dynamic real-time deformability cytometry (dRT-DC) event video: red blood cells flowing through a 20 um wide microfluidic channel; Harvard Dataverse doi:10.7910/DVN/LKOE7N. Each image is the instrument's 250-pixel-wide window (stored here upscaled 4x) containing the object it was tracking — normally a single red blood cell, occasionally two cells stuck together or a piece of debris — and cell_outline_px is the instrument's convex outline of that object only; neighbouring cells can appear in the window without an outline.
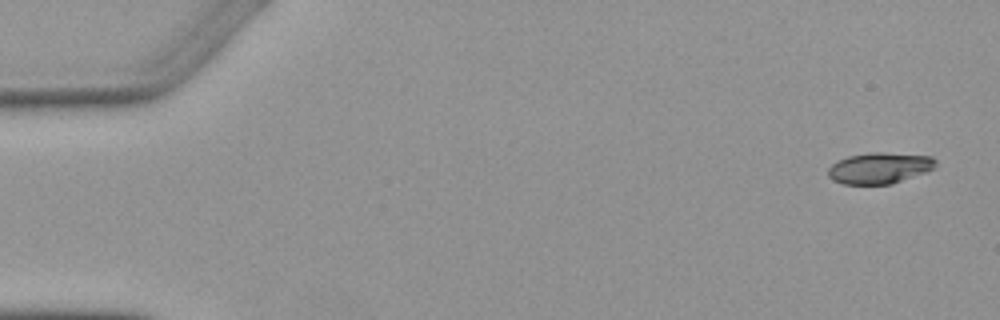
{"species": "Egyptian fruit bat (a non-hibernating species)", "species_latin": "Rousettus aegyptiacus", "temperature_condition": "warm", "stored_images_in_passage": 5, "camera_frame_rate_fps": 3000, "um_per_image_px": 0.085, "animal": {"sex": "female"}, "frame": {"image": 1, "passage_image": 1, "time_ms": 0.0, "image_size_px": [1000, 320], "cell_outline_px": [[936, 164], [932, 168], [924, 172], [892, 184], [844, 184], [832, 180], [828, 176], [828, 168], [832, 164], [848, 156], [868, 152], [884, 152], [932, 156], [936, 160]], "centroid_in_image_um": [74.73, 14.27], "position_along_channel_um": 10.3, "area_um2": 19.42}}
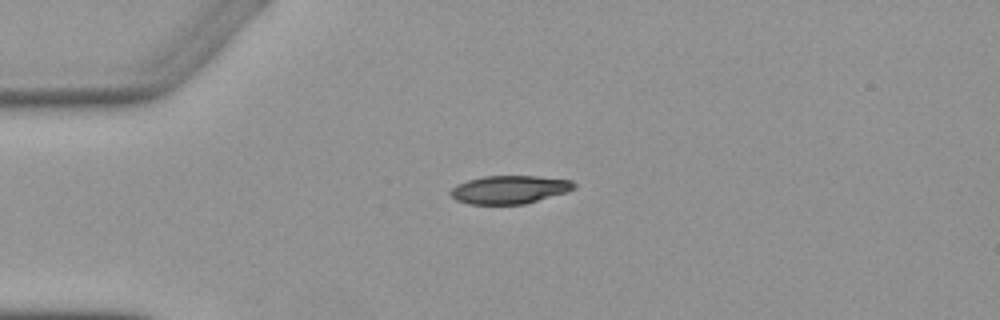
{"frame": {"image": 2, "passage_image": 4, "time_ms": 3.667, "image_size_px": [1000, 320], "cell_outline_px": [[576, 188], [568, 192], [524, 204], [468, 204], [456, 200], [448, 192], [452, 188], [468, 180], [484, 176], [536, 176], [572, 180], [576, 184]], "centroid_in_image_um": [43.34, 16.12], "position_along_channel_um": 41.7, "area_um2": 20.29}}